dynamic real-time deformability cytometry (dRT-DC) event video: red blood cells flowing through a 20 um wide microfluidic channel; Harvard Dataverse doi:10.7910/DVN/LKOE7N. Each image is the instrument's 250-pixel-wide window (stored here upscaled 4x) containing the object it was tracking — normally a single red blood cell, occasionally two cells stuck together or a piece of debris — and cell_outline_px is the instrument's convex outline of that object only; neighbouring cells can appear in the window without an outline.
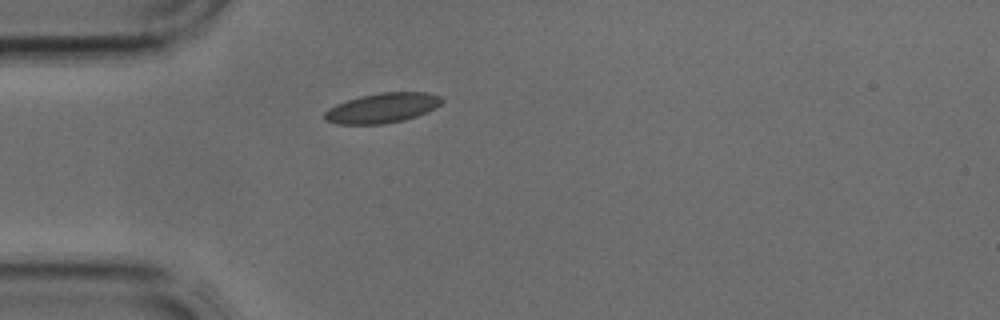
{"species": "common noctule bat (a hibernating species)", "species_latin": "Nyctalus noctula", "temperature_condition": "cold", "stored_images_in_passage": 1, "camera_frame_rate_fps": 3000, "um_per_image_px": 0.085, "animal": {"sex": "male", "body_mass_g": 17.9, "forearm_length_mm": 54.2}, "frame": {"image": 1, "passage_image": 1, "time_ms": 0.0, "image_size_px": [1000, 320], "cell_outline_px": [[444, 100], [436, 108], [428, 112], [404, 120], [384, 124], [336, 124], [324, 120], [324, 112], [328, 108], [336, 104], [360, 96], [380, 92], [428, 92], [440, 96]], "centroid_in_image_um": [32.5, 9.18], "position_along_channel_um": 52.5, "area_um2": 20.58}}